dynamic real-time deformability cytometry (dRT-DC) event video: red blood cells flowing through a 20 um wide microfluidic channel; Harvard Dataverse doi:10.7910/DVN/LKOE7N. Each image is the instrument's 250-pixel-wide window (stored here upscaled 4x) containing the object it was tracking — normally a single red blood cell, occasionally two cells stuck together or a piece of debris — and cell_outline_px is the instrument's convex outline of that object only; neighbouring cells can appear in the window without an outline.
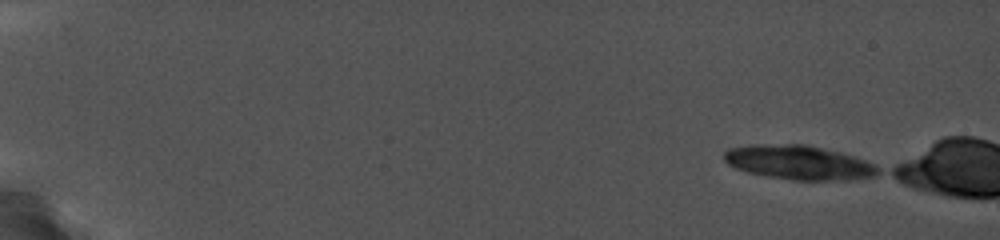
{"species": "common noctule bat (a hibernating species)", "species_latin": "Nyctalus noctula", "temperature_condition": "cold", "stored_images_in_passage": 8, "camera_frame_rate_fps": 5000, "um_per_image_px": 0.085, "animal": {"sex": "female", "body_mass_g": 19.0, "forearm_length_mm": 56.7}, "frame": {"image": 1, "passage_image": 1, "time_ms": 0.0, "image_size_px": [1000, 240], "cell_outline_px": [[880, 168], [876, 172], [868, 176], [824, 180], [792, 180], [748, 172], [736, 168], [724, 160], [724, 152], [732, 148], [788, 144], [804, 144], [836, 152], [872, 164]], "centroid_in_image_um": [67.81, 13.82], "position_along_channel_um": 17.2, "area_um2": 28.78}}